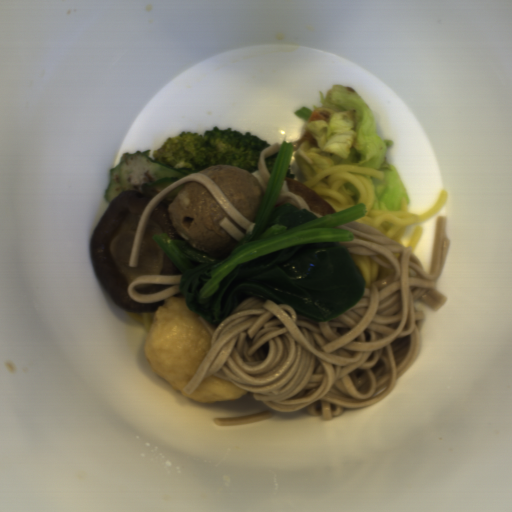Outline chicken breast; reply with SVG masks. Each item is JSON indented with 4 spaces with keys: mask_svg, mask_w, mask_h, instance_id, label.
I'll list each match as a JSON object with an SVG mask.
<instances>
[{
    "mask_svg": "<svg viewBox=\"0 0 512 512\" xmlns=\"http://www.w3.org/2000/svg\"><path fill=\"white\" fill-rule=\"evenodd\" d=\"M310 142L313 146L318 148V144L315 140V138L312 136V134L305 128L304 133L301 135V137L298 139V143L301 145L304 142Z\"/></svg>",
    "mask_w": 512,
    "mask_h": 512,
    "instance_id": "chicken-breast-2",
    "label": "chicken breast"
},
{
    "mask_svg": "<svg viewBox=\"0 0 512 512\" xmlns=\"http://www.w3.org/2000/svg\"><path fill=\"white\" fill-rule=\"evenodd\" d=\"M330 115L331 114L329 110L323 109V106H318L311 112L310 117L306 123L326 121L329 119Z\"/></svg>",
    "mask_w": 512,
    "mask_h": 512,
    "instance_id": "chicken-breast-1",
    "label": "chicken breast"
}]
</instances>
